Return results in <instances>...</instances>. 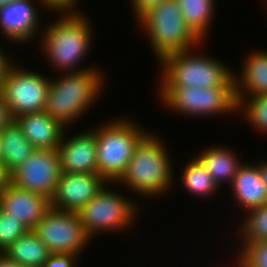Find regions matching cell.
<instances>
[{
    "label": "cell",
    "instance_id": "cell-1",
    "mask_svg": "<svg viewBox=\"0 0 267 267\" xmlns=\"http://www.w3.org/2000/svg\"><path fill=\"white\" fill-rule=\"evenodd\" d=\"M156 135L146 133L135 146L131 160L116 181L144 196L168 190L172 181L171 161L165 145Z\"/></svg>",
    "mask_w": 267,
    "mask_h": 267
},
{
    "label": "cell",
    "instance_id": "cell-2",
    "mask_svg": "<svg viewBox=\"0 0 267 267\" xmlns=\"http://www.w3.org/2000/svg\"><path fill=\"white\" fill-rule=\"evenodd\" d=\"M67 73L59 79H50L45 112L63 126L76 121L89 110L102 90L103 76L96 70L81 69Z\"/></svg>",
    "mask_w": 267,
    "mask_h": 267
},
{
    "label": "cell",
    "instance_id": "cell-3",
    "mask_svg": "<svg viewBox=\"0 0 267 267\" xmlns=\"http://www.w3.org/2000/svg\"><path fill=\"white\" fill-rule=\"evenodd\" d=\"M189 52L190 50L170 53L160 60L163 66L160 87L234 86V74L225 64Z\"/></svg>",
    "mask_w": 267,
    "mask_h": 267
},
{
    "label": "cell",
    "instance_id": "cell-4",
    "mask_svg": "<svg viewBox=\"0 0 267 267\" xmlns=\"http://www.w3.org/2000/svg\"><path fill=\"white\" fill-rule=\"evenodd\" d=\"M159 61L174 52L190 50L202 40L186 24L176 0H164L140 20ZM192 46V47H191Z\"/></svg>",
    "mask_w": 267,
    "mask_h": 267
},
{
    "label": "cell",
    "instance_id": "cell-5",
    "mask_svg": "<svg viewBox=\"0 0 267 267\" xmlns=\"http://www.w3.org/2000/svg\"><path fill=\"white\" fill-rule=\"evenodd\" d=\"M88 22L81 13L67 12L45 30L42 40L44 53L60 71L71 72L89 51L92 30Z\"/></svg>",
    "mask_w": 267,
    "mask_h": 267
},
{
    "label": "cell",
    "instance_id": "cell-6",
    "mask_svg": "<svg viewBox=\"0 0 267 267\" xmlns=\"http://www.w3.org/2000/svg\"><path fill=\"white\" fill-rule=\"evenodd\" d=\"M114 120L95 129L98 174L109 185L110 182L115 183L123 174L132 158L135 146L147 133L127 119Z\"/></svg>",
    "mask_w": 267,
    "mask_h": 267
},
{
    "label": "cell",
    "instance_id": "cell-7",
    "mask_svg": "<svg viewBox=\"0 0 267 267\" xmlns=\"http://www.w3.org/2000/svg\"><path fill=\"white\" fill-rule=\"evenodd\" d=\"M165 106L195 116L224 114L238 110L235 86L217 87H159Z\"/></svg>",
    "mask_w": 267,
    "mask_h": 267
},
{
    "label": "cell",
    "instance_id": "cell-8",
    "mask_svg": "<svg viewBox=\"0 0 267 267\" xmlns=\"http://www.w3.org/2000/svg\"><path fill=\"white\" fill-rule=\"evenodd\" d=\"M49 87V78L11 64L0 88L11 119L44 111Z\"/></svg>",
    "mask_w": 267,
    "mask_h": 267
},
{
    "label": "cell",
    "instance_id": "cell-9",
    "mask_svg": "<svg viewBox=\"0 0 267 267\" xmlns=\"http://www.w3.org/2000/svg\"><path fill=\"white\" fill-rule=\"evenodd\" d=\"M114 191L103 188L79 211L83 228L89 238L96 231L122 230L133 224L138 205Z\"/></svg>",
    "mask_w": 267,
    "mask_h": 267
},
{
    "label": "cell",
    "instance_id": "cell-10",
    "mask_svg": "<svg viewBox=\"0 0 267 267\" xmlns=\"http://www.w3.org/2000/svg\"><path fill=\"white\" fill-rule=\"evenodd\" d=\"M33 231L51 253H70L79 256L90 240L78 212L53 208L45 213Z\"/></svg>",
    "mask_w": 267,
    "mask_h": 267
},
{
    "label": "cell",
    "instance_id": "cell-11",
    "mask_svg": "<svg viewBox=\"0 0 267 267\" xmlns=\"http://www.w3.org/2000/svg\"><path fill=\"white\" fill-rule=\"evenodd\" d=\"M62 174L57 150L35 149L11 175V183L20 189L43 194L51 199Z\"/></svg>",
    "mask_w": 267,
    "mask_h": 267
},
{
    "label": "cell",
    "instance_id": "cell-12",
    "mask_svg": "<svg viewBox=\"0 0 267 267\" xmlns=\"http://www.w3.org/2000/svg\"><path fill=\"white\" fill-rule=\"evenodd\" d=\"M106 184L107 181L98 173L62 172L50 206L59 211L78 212Z\"/></svg>",
    "mask_w": 267,
    "mask_h": 267
},
{
    "label": "cell",
    "instance_id": "cell-13",
    "mask_svg": "<svg viewBox=\"0 0 267 267\" xmlns=\"http://www.w3.org/2000/svg\"><path fill=\"white\" fill-rule=\"evenodd\" d=\"M0 208L33 230L51 206L50 199L43 194L20 189L10 183L0 193Z\"/></svg>",
    "mask_w": 267,
    "mask_h": 267
},
{
    "label": "cell",
    "instance_id": "cell-14",
    "mask_svg": "<svg viewBox=\"0 0 267 267\" xmlns=\"http://www.w3.org/2000/svg\"><path fill=\"white\" fill-rule=\"evenodd\" d=\"M63 137L64 133L57 148L62 172L98 173L95 130L79 133L70 139Z\"/></svg>",
    "mask_w": 267,
    "mask_h": 267
},
{
    "label": "cell",
    "instance_id": "cell-15",
    "mask_svg": "<svg viewBox=\"0 0 267 267\" xmlns=\"http://www.w3.org/2000/svg\"><path fill=\"white\" fill-rule=\"evenodd\" d=\"M31 1L14 0L0 8V29L9 40L28 42L38 32L39 14Z\"/></svg>",
    "mask_w": 267,
    "mask_h": 267
},
{
    "label": "cell",
    "instance_id": "cell-16",
    "mask_svg": "<svg viewBox=\"0 0 267 267\" xmlns=\"http://www.w3.org/2000/svg\"><path fill=\"white\" fill-rule=\"evenodd\" d=\"M35 149L57 150L64 127L45 111L23 114L14 119Z\"/></svg>",
    "mask_w": 267,
    "mask_h": 267
},
{
    "label": "cell",
    "instance_id": "cell-17",
    "mask_svg": "<svg viewBox=\"0 0 267 267\" xmlns=\"http://www.w3.org/2000/svg\"><path fill=\"white\" fill-rule=\"evenodd\" d=\"M231 189L241 206L250 210L267 203V192L257 165H241Z\"/></svg>",
    "mask_w": 267,
    "mask_h": 267
},
{
    "label": "cell",
    "instance_id": "cell-18",
    "mask_svg": "<svg viewBox=\"0 0 267 267\" xmlns=\"http://www.w3.org/2000/svg\"><path fill=\"white\" fill-rule=\"evenodd\" d=\"M248 56L242 67L241 77L234 75L237 101L245 97L246 93L250 96L267 94V51H254Z\"/></svg>",
    "mask_w": 267,
    "mask_h": 267
},
{
    "label": "cell",
    "instance_id": "cell-19",
    "mask_svg": "<svg viewBox=\"0 0 267 267\" xmlns=\"http://www.w3.org/2000/svg\"><path fill=\"white\" fill-rule=\"evenodd\" d=\"M1 162L12 174L35 151L15 120L0 129Z\"/></svg>",
    "mask_w": 267,
    "mask_h": 267
},
{
    "label": "cell",
    "instance_id": "cell-20",
    "mask_svg": "<svg viewBox=\"0 0 267 267\" xmlns=\"http://www.w3.org/2000/svg\"><path fill=\"white\" fill-rule=\"evenodd\" d=\"M3 254L22 267H43L52 254L33 230L8 246Z\"/></svg>",
    "mask_w": 267,
    "mask_h": 267
},
{
    "label": "cell",
    "instance_id": "cell-21",
    "mask_svg": "<svg viewBox=\"0 0 267 267\" xmlns=\"http://www.w3.org/2000/svg\"><path fill=\"white\" fill-rule=\"evenodd\" d=\"M211 174L214 182L220 186L228 180L232 184L234 176L243 163H238L235 153L222 147H209L197 156Z\"/></svg>",
    "mask_w": 267,
    "mask_h": 267
},
{
    "label": "cell",
    "instance_id": "cell-22",
    "mask_svg": "<svg viewBox=\"0 0 267 267\" xmlns=\"http://www.w3.org/2000/svg\"><path fill=\"white\" fill-rule=\"evenodd\" d=\"M186 24L203 41L212 20L214 0H176Z\"/></svg>",
    "mask_w": 267,
    "mask_h": 267
},
{
    "label": "cell",
    "instance_id": "cell-23",
    "mask_svg": "<svg viewBox=\"0 0 267 267\" xmlns=\"http://www.w3.org/2000/svg\"><path fill=\"white\" fill-rule=\"evenodd\" d=\"M182 173L181 182L194 195L211 196L219 187L198 157L188 162Z\"/></svg>",
    "mask_w": 267,
    "mask_h": 267
},
{
    "label": "cell",
    "instance_id": "cell-24",
    "mask_svg": "<svg viewBox=\"0 0 267 267\" xmlns=\"http://www.w3.org/2000/svg\"><path fill=\"white\" fill-rule=\"evenodd\" d=\"M248 214L240 229L244 239L241 251L250 243L267 240V203L248 210Z\"/></svg>",
    "mask_w": 267,
    "mask_h": 267
},
{
    "label": "cell",
    "instance_id": "cell-25",
    "mask_svg": "<svg viewBox=\"0 0 267 267\" xmlns=\"http://www.w3.org/2000/svg\"><path fill=\"white\" fill-rule=\"evenodd\" d=\"M251 97V100H248V97H241L238 100V110L243 107L240 112L244 111L243 114L248 122L261 132L267 133V94L253 95ZM245 101L248 102L245 103Z\"/></svg>",
    "mask_w": 267,
    "mask_h": 267
},
{
    "label": "cell",
    "instance_id": "cell-26",
    "mask_svg": "<svg viewBox=\"0 0 267 267\" xmlns=\"http://www.w3.org/2000/svg\"><path fill=\"white\" fill-rule=\"evenodd\" d=\"M28 231L24 223L0 208V253Z\"/></svg>",
    "mask_w": 267,
    "mask_h": 267
},
{
    "label": "cell",
    "instance_id": "cell-27",
    "mask_svg": "<svg viewBox=\"0 0 267 267\" xmlns=\"http://www.w3.org/2000/svg\"><path fill=\"white\" fill-rule=\"evenodd\" d=\"M238 260V267H267V240L248 244Z\"/></svg>",
    "mask_w": 267,
    "mask_h": 267
},
{
    "label": "cell",
    "instance_id": "cell-28",
    "mask_svg": "<svg viewBox=\"0 0 267 267\" xmlns=\"http://www.w3.org/2000/svg\"><path fill=\"white\" fill-rule=\"evenodd\" d=\"M76 257L70 253H52L43 267H73Z\"/></svg>",
    "mask_w": 267,
    "mask_h": 267
},
{
    "label": "cell",
    "instance_id": "cell-29",
    "mask_svg": "<svg viewBox=\"0 0 267 267\" xmlns=\"http://www.w3.org/2000/svg\"><path fill=\"white\" fill-rule=\"evenodd\" d=\"M164 0H132L135 17L139 21L152 8L159 6Z\"/></svg>",
    "mask_w": 267,
    "mask_h": 267
},
{
    "label": "cell",
    "instance_id": "cell-30",
    "mask_svg": "<svg viewBox=\"0 0 267 267\" xmlns=\"http://www.w3.org/2000/svg\"><path fill=\"white\" fill-rule=\"evenodd\" d=\"M41 1V5L47 6V8L57 10V12L61 11V13H67V12H76L73 9V7L76 4V1L78 0H38V2ZM64 11V12H62Z\"/></svg>",
    "mask_w": 267,
    "mask_h": 267
},
{
    "label": "cell",
    "instance_id": "cell-31",
    "mask_svg": "<svg viewBox=\"0 0 267 267\" xmlns=\"http://www.w3.org/2000/svg\"><path fill=\"white\" fill-rule=\"evenodd\" d=\"M11 120L7 111L6 102L3 98L2 92L0 91V129Z\"/></svg>",
    "mask_w": 267,
    "mask_h": 267
},
{
    "label": "cell",
    "instance_id": "cell-32",
    "mask_svg": "<svg viewBox=\"0 0 267 267\" xmlns=\"http://www.w3.org/2000/svg\"><path fill=\"white\" fill-rule=\"evenodd\" d=\"M11 173L0 161V193L11 183Z\"/></svg>",
    "mask_w": 267,
    "mask_h": 267
},
{
    "label": "cell",
    "instance_id": "cell-33",
    "mask_svg": "<svg viewBox=\"0 0 267 267\" xmlns=\"http://www.w3.org/2000/svg\"><path fill=\"white\" fill-rule=\"evenodd\" d=\"M6 55L7 54H5L0 49V88H1L3 77L5 76L8 67L12 64L9 60V57H6Z\"/></svg>",
    "mask_w": 267,
    "mask_h": 267
},
{
    "label": "cell",
    "instance_id": "cell-34",
    "mask_svg": "<svg viewBox=\"0 0 267 267\" xmlns=\"http://www.w3.org/2000/svg\"><path fill=\"white\" fill-rule=\"evenodd\" d=\"M0 267H22V266L8 259L3 253H0Z\"/></svg>",
    "mask_w": 267,
    "mask_h": 267
},
{
    "label": "cell",
    "instance_id": "cell-35",
    "mask_svg": "<svg viewBox=\"0 0 267 267\" xmlns=\"http://www.w3.org/2000/svg\"><path fill=\"white\" fill-rule=\"evenodd\" d=\"M259 167V172L261 174L262 180L265 184L266 192H267V161L266 163L257 164Z\"/></svg>",
    "mask_w": 267,
    "mask_h": 267
},
{
    "label": "cell",
    "instance_id": "cell-36",
    "mask_svg": "<svg viewBox=\"0 0 267 267\" xmlns=\"http://www.w3.org/2000/svg\"><path fill=\"white\" fill-rule=\"evenodd\" d=\"M14 0H0V8H3L7 4L13 2Z\"/></svg>",
    "mask_w": 267,
    "mask_h": 267
},
{
    "label": "cell",
    "instance_id": "cell-37",
    "mask_svg": "<svg viewBox=\"0 0 267 267\" xmlns=\"http://www.w3.org/2000/svg\"><path fill=\"white\" fill-rule=\"evenodd\" d=\"M1 156H2V152H1V139H0V161H1Z\"/></svg>",
    "mask_w": 267,
    "mask_h": 267
}]
</instances>
